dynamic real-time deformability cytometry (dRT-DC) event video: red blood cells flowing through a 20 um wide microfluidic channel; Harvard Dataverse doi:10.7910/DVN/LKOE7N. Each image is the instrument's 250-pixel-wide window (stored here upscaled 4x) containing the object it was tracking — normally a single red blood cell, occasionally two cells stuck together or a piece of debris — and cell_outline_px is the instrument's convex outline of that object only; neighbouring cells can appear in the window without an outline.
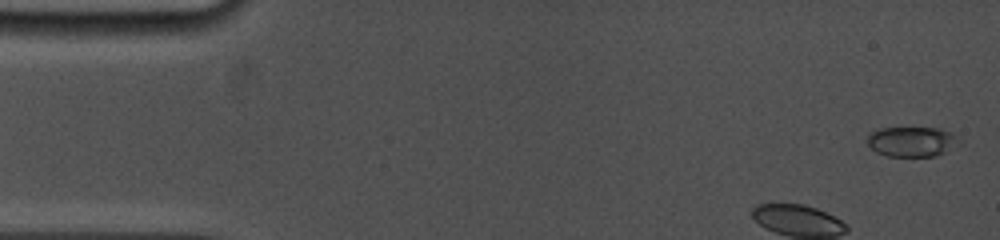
{"species": "common noctule bat (a hibernating species)", "species_latin": "Nyctalus noctula", "temperature_condition": "cold", "stored_images_in_passage": 24, "segment_of_instrument_passage": [1, 2], "camera_frame_rate_fps": 5000, "um_per_image_px": 0.085, "animal": {"sex": "female", "body_mass_g": 19.0, "forearm_length_mm": 53.3}, "frame": {"image": 1, "passage_image": 1, "time_ms": 0.0, "image_size_px": [1000, 240], "cell_outline_px": [[964, 144], [936, 156], [888, 156], [876, 152], [868, 144], [868, 136], [872, 132], [880, 128], [940, 128], [948, 132], [960, 140]], "centroid_in_image_um": [77.56, 12.05], "position_along_channel_um": 7.4, "area_um2": 16.07}}
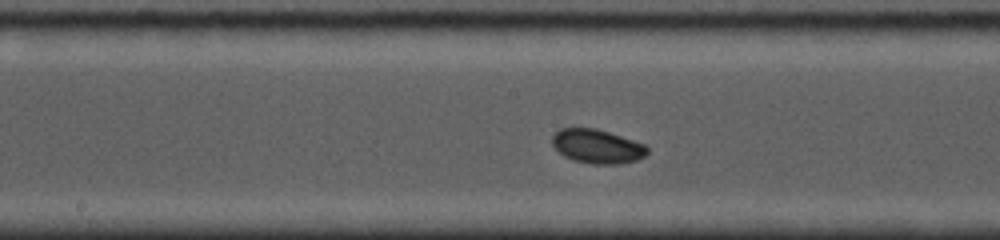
{"frame": {"image": 2, "passage_image": 15, "time_ms": 7.0, "image_size_px": [1000, 240], "cell_outline_px": [[648, 152], [644, 156], [636, 160], [620, 164], [592, 164], [576, 160], [564, 156], [552, 144], [552, 136], [560, 128], [596, 128], [644, 144], [648, 148]], "centroid_in_image_um": [50.76, 12.44], "position_along_channel_um": 197.4, "area_um2": 18.61}}
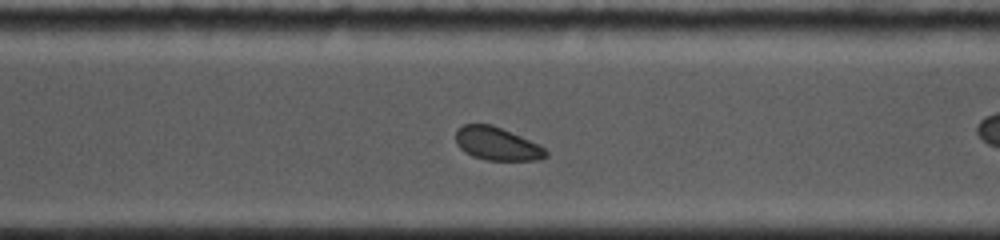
{"frame": {"image": 3, "passage_image": 22, "time_ms": 10.4, "image_size_px": [1000, 240], "cell_outline_px": [[548, 156], [540, 160], [484, 160], [472, 156], [464, 152], [456, 144], [456, 128], [464, 124], [492, 124], [540, 144], [548, 152]], "centroid_in_image_um": [42.24, 12.22], "position_along_channel_um": 328.4, "area_um2": 17.63}}